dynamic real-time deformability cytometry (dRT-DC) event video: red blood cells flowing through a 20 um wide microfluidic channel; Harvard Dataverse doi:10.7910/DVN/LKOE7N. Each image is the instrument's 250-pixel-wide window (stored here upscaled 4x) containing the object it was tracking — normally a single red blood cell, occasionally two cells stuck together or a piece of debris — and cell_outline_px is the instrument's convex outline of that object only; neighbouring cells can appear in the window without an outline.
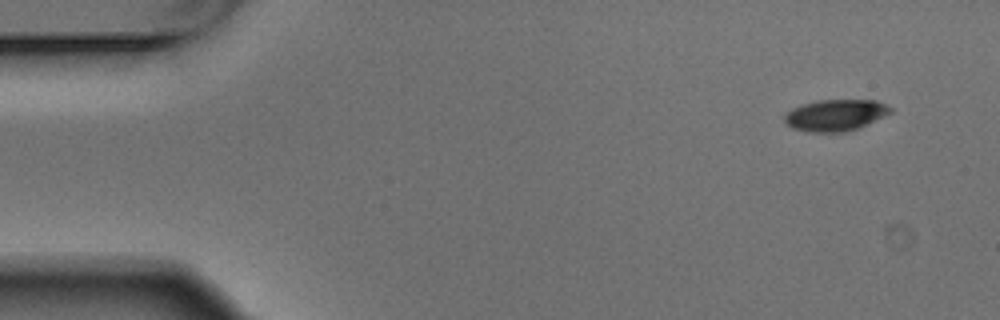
{"species": "Egyptian fruit bat (a non-hibernating species)", "species_latin": "Rousettus aegyptiacus", "temperature_condition": "warm", "stored_images_in_passage": 5, "camera_frame_rate_fps": 3000, "um_per_image_px": 0.085, "animal": {"sex": "male"}, "frame": {"image": 1, "passage_image": 1, "time_ms": 0.0, "image_size_px": [1000, 320], "cell_outline_px": [[892, 112], [856, 128], [844, 132], [808, 132], [792, 128], [784, 120], [784, 116], [792, 108], [816, 100], [876, 100], [892, 108]], "centroid_in_image_um": [70.98, 9.78], "position_along_channel_um": 14.0, "area_um2": 19.13}}
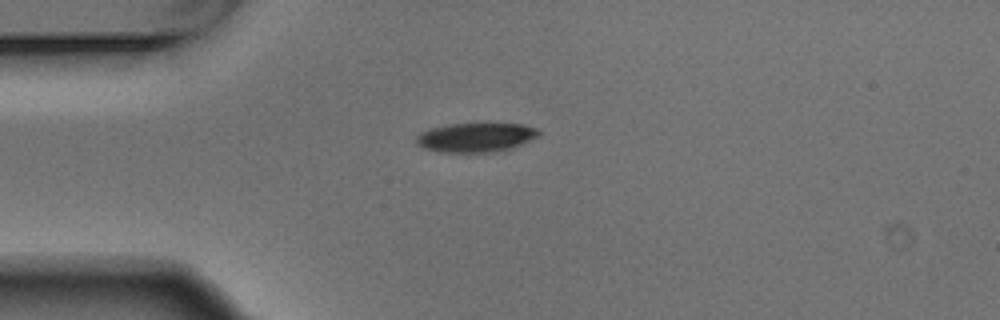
{"frame": {"image": 2, "passage_image": 4, "time_ms": 1.0, "image_size_px": [1000, 320], "cell_outline_px": [[540, 132], [536, 136], [512, 148], [488, 152], [444, 152], [424, 148], [416, 144], [416, 136], [420, 132], [432, 128], [448, 124], [524, 124], [540, 128]], "centroid_in_image_um": [40.43, 11.67], "position_along_channel_um": 44.6, "area_um2": 20.58}}
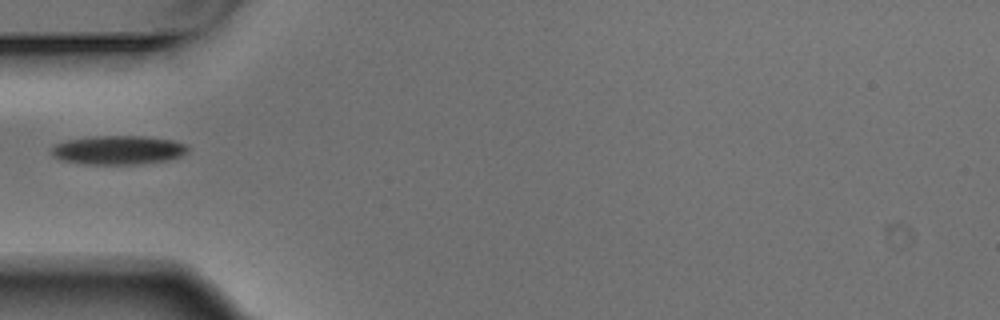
{"frame": {"image": 3, "passage_image": 5, "time_ms": 1.333, "image_size_px": [1000, 320], "cell_outline_px": [[188, 152], [180, 156], [168, 160], [136, 164], [84, 164], [60, 160], [52, 156], [48, 148], [52, 144], [68, 140], [88, 136], [144, 136], [172, 140], [188, 144]], "centroid_in_image_um": [9.99, 12.75], "position_along_channel_um": 75.0, "area_um2": 23.35}}